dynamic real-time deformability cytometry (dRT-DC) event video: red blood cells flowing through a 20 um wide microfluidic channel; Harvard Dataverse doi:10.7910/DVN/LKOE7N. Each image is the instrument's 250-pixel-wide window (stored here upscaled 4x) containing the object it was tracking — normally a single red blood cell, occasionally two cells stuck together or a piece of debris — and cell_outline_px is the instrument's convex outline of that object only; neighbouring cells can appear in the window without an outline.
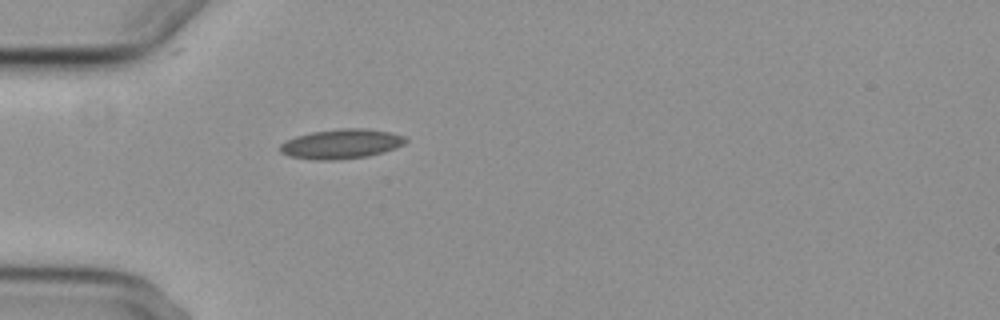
{"species": "common noctule bat (a hibernating species)", "species_latin": "Nyctalus noctula", "temperature_condition": "cold", "stored_images_in_passage": 5, "camera_frame_rate_fps": 3000, "um_per_image_px": 0.085, "animal": {"sex": "female", "body_mass_g": 29.2, "forearm_length_mm": 56.3}, "frame": {"image": 1, "passage_image": 5, "time_ms": 4.667, "image_size_px": [1000, 320], "cell_outline_px": [[408, 140], [404, 144], [396, 148], [368, 156], [336, 160], [312, 160], [288, 156], [280, 152], [280, 144], [296, 136], [312, 132], [340, 128], [368, 128], [392, 132], [404, 136]], "centroid_in_image_um": [29.02, 12.23], "position_along_channel_um": 56.0, "area_um2": 21.85}}